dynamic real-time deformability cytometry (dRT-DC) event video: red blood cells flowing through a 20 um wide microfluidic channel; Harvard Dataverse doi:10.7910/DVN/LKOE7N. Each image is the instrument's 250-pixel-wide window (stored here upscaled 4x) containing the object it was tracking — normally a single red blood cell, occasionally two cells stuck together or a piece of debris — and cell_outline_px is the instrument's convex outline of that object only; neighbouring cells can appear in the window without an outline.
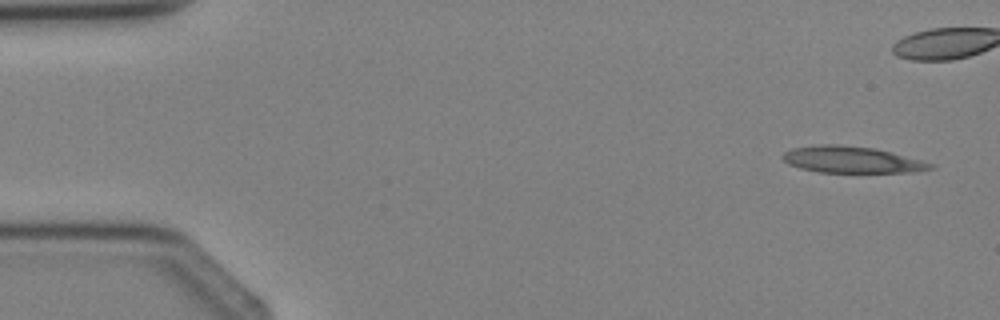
{"species": "Egyptian fruit bat (a non-hibernating species)", "species_latin": "Rousettus aegyptiacus", "temperature_condition": "cold", "stored_images_in_passage": 4, "camera_frame_rate_fps": 3000, "um_per_image_px": 0.085, "animal": {"sex": "female"}, "frame": {"image": 1, "passage_image": 1, "time_ms": 0.0, "image_size_px": [1000, 320], "cell_outline_px": [[936, 168], [912, 172], [820, 172], [800, 168], [788, 164], [780, 156], [784, 152], [792, 148], [820, 144], [840, 144], [876, 148], [892, 152], [936, 164]], "centroid_in_image_um": [72.41, 13.56], "position_along_channel_um": 12.6, "area_um2": 23.0}}
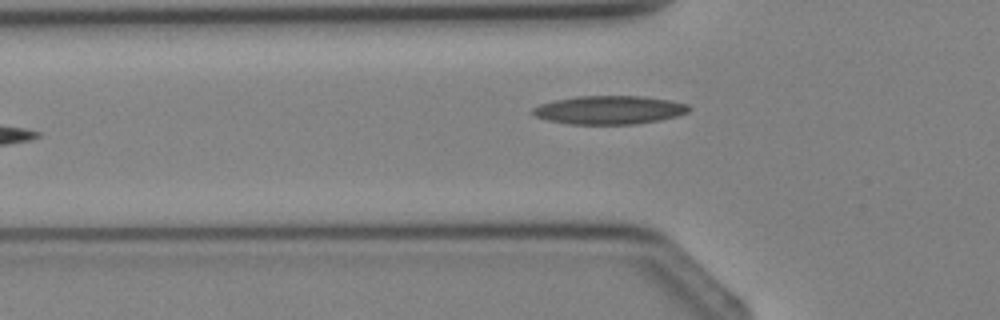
{"frame": {"image": 2, "passage_image": 4, "time_ms": 4.333, "image_size_px": [1000, 320], "cell_outline_px": [[692, 108], [688, 112], [676, 116], [660, 120], [636, 124], [568, 124], [548, 120], [536, 116], [532, 112], [532, 108], [540, 104], [556, 100], [576, 96], [640, 96], [668, 100], [688, 104]], "centroid_in_image_um": [51.8, 9.35], "position_along_channel_um": 74.0, "area_um2": 25.84}}